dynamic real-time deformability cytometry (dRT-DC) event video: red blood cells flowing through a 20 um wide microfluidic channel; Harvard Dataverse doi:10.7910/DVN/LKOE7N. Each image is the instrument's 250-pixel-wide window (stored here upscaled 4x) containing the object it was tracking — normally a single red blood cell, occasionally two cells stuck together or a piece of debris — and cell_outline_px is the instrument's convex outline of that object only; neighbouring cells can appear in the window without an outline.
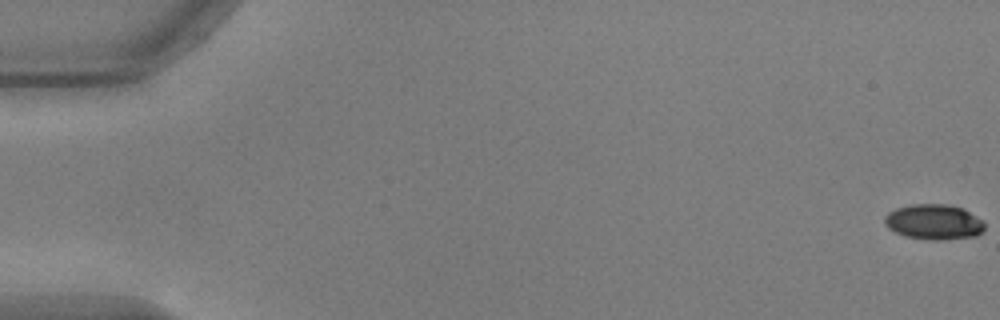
{"species": "common noctule bat (a hibernating species)", "species_latin": "Nyctalus noctula", "temperature_condition": "warm", "stored_images_in_passage": 55, "camera_frame_rate_fps": 3000, "um_per_image_px": 0.085, "animal": {"sex": "male", "body_mass_g": 17.9, "forearm_length_mm": 54.2}, "frame": {"image": 1, "passage_image": 1, "time_ms": 0.0, "image_size_px": [1000, 320], "cell_outline_px": [[984, 228], [976, 236], [940, 240], [932, 240], [904, 236], [888, 228], [884, 224], [884, 216], [888, 212], [896, 208], [912, 204], [944, 204], [964, 208], [976, 216], [984, 224]], "centroid_in_image_um": [79.34, 18.86], "position_along_channel_um": 5.7, "area_um2": 20.52}}
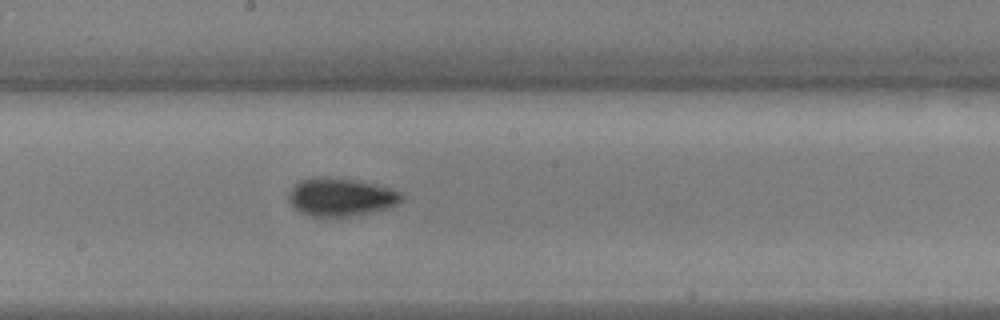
{"frame": {"image": 2, "passage_image": 31, "time_ms": 10.0, "image_size_px": [1000, 320], "cell_outline_px": [[404, 196], [396, 204], [388, 208], [348, 216], [312, 216], [300, 212], [292, 208], [288, 200], [288, 192], [300, 180], [320, 176], [356, 180], [388, 188], [400, 192]], "centroid_in_image_um": [28.9, 16.74], "position_along_channel_um": 219.3, "area_um2": 24.74}}
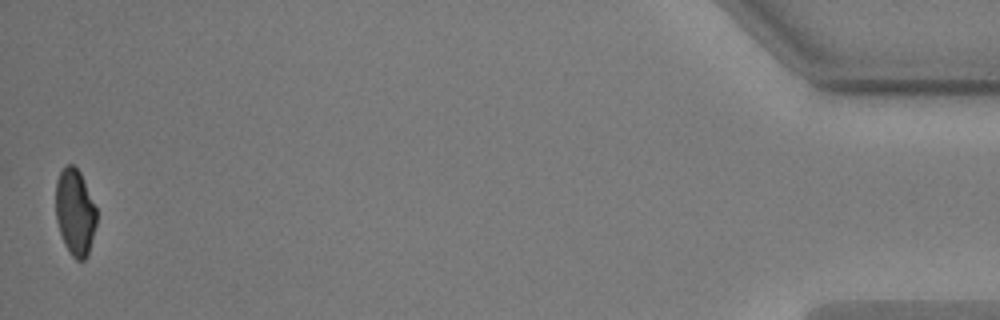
{"frame": {"image": 3, "passage_image": 55, "time_ms": 18.0, "image_size_px": [1000, 320], "cell_outline_px": [[96, 224], [88, 256], [84, 260], [76, 260], [72, 256], [64, 244], [56, 220], [56, 180], [60, 172], [68, 164], [72, 164], [80, 172], [96, 208]], "centroid_in_image_um": [6.37, 18.06], "position_along_channel_um": 428.8, "area_um2": 20.46}, "authors_computed_cell_mechanics": {"area_um2": 22.1952, "velocity_mm_per_s": 3.735, "shape_relaxation_time_tau1_ms": 3.9272, "shape_relaxation_time_tau2_ms": 2.2943, "deformation_change_tau1": 0.1259, "deformation_change_tau2": 0.0588}}